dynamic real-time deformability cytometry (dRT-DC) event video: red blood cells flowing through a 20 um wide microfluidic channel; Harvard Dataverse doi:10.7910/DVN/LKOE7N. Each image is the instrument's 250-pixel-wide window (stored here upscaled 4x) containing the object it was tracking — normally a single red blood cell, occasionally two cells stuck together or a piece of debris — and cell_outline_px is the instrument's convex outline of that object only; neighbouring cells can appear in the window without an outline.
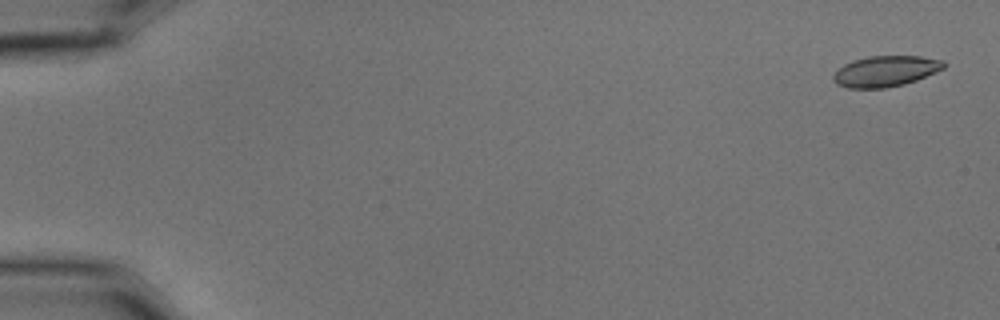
{"species": "common noctule bat (a hibernating species)", "species_latin": "Nyctalus noctula", "temperature_condition": "cold", "stored_images_in_passage": 6, "camera_frame_rate_fps": 3000, "um_per_image_px": 0.085, "animal": {"sex": "male", "body_mass_g": 15.6}, "frame": {"image": 1, "passage_image": 1, "time_ms": 0.0, "image_size_px": [1000, 320], "cell_outline_px": [[948, 64], [944, 68], [916, 80], [904, 84], [884, 88], [848, 88], [836, 84], [832, 80], [832, 76], [844, 64], [852, 60], [868, 56], [920, 56], [944, 60]], "centroid_in_image_um": [75.27, 6.04], "position_along_channel_um": 9.7, "area_um2": 19.88}}
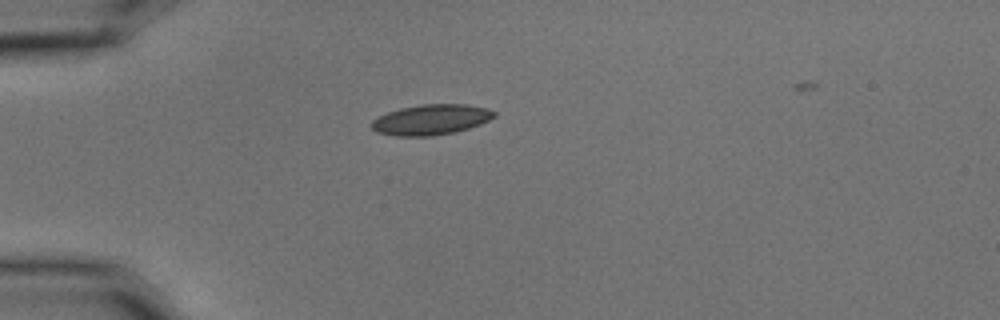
{"frame": {"image": 2, "passage_image": 5, "time_ms": 1.333, "image_size_px": [1000, 320], "cell_outline_px": [[496, 116], [480, 124], [468, 128], [452, 132], [432, 136], [396, 136], [376, 132], [372, 128], [372, 120], [388, 112], [400, 108], [420, 104], [464, 104], [488, 108], [496, 112]], "centroid_in_image_um": [36.64, 10.16], "position_along_channel_um": 48.4, "area_um2": 21.62}}